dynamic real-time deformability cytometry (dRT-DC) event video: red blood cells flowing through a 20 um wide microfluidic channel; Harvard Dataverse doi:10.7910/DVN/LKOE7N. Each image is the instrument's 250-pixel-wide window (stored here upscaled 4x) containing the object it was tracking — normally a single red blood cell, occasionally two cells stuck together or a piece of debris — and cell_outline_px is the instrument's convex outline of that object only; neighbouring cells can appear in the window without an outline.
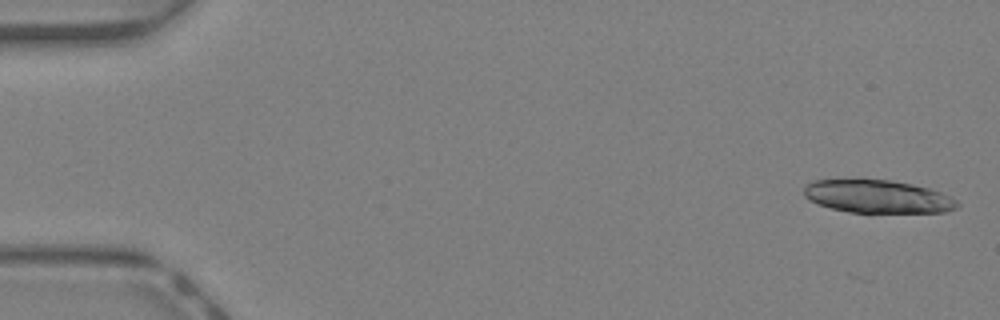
{"species": "Egyptian fruit bat (a non-hibernating species)", "species_latin": "Rousettus aegyptiacus", "temperature_condition": "warm", "stored_images_in_passage": 11, "camera_frame_rate_fps": 3000, "um_per_image_px": 0.085, "animal": {"sex": "female"}, "frame": {"image": 1, "passage_image": 1, "time_ms": 0.0, "image_size_px": [1000, 320], "cell_outline_px": [[960, 204], [956, 208], [944, 212], [848, 212], [832, 208], [808, 200], [804, 196], [804, 184], [812, 180], [864, 176], [892, 180], [932, 188], [956, 200]], "centroid_in_image_um": [74.52, 16.64], "position_along_channel_um": 10.5, "area_um2": 30.52}}